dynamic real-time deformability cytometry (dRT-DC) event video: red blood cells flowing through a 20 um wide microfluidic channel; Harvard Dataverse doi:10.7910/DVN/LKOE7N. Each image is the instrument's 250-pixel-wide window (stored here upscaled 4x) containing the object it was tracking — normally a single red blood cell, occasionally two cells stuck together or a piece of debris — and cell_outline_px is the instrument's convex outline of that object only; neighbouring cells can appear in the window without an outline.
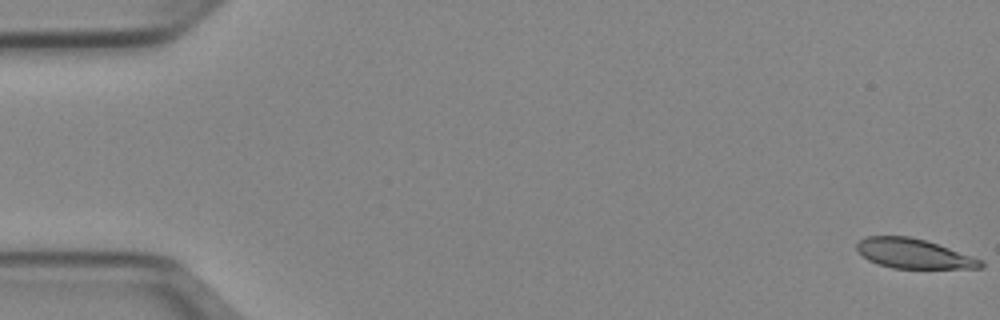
{"species": "Egyptian fruit bat (a non-hibernating species)", "species_latin": "Rousettus aegyptiacus", "temperature_condition": "cold", "stored_images_in_passage": 2, "camera_frame_rate_fps": 3000, "um_per_image_px": 0.085, "animal": {"sex": "female"}, "frame": {"image": 1, "passage_image": 1, "time_ms": 0.0, "image_size_px": [1000, 320], "cell_outline_px": [[984, 268], [892, 268], [868, 260], [856, 248], [856, 244], [864, 236], [908, 236], [924, 240], [948, 248], [980, 260], [984, 264]], "centroid_in_image_um": [77.61, 21.55], "position_along_channel_um": 7.4, "area_um2": 20.92}}